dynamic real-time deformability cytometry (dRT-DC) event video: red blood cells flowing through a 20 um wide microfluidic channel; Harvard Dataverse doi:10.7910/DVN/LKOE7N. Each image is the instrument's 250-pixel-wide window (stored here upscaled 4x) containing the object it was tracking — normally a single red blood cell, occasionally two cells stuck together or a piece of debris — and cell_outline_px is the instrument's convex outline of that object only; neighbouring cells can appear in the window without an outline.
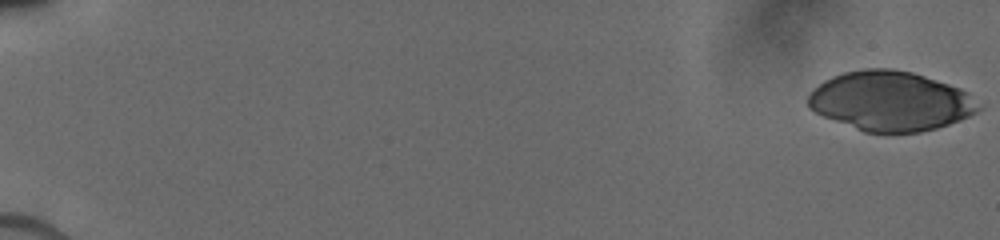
{"species": "human", "species_latin": "Homo sapiens", "temperature_condition": "cold", "stored_images_in_passage": 52, "camera_frame_rate_fps": 3000, "um_per_image_px": 0.085, "donor": {"sex": "male"}, "frame": {"image": 1, "passage_image": 1, "time_ms": 0.0, "image_size_px": [1000, 240], "cell_outline_px": [[980, 108], [976, 112], [960, 120], [936, 128], [920, 132], [864, 132], [824, 116], [808, 108], [808, 96], [824, 80], [832, 76], [844, 72], [864, 68], [892, 68], [912, 72], [960, 88], [968, 92]], "centroid_in_image_um": [75.68, 8.58], "position_along_channel_um": 9.3, "area_um2": 58.61}}
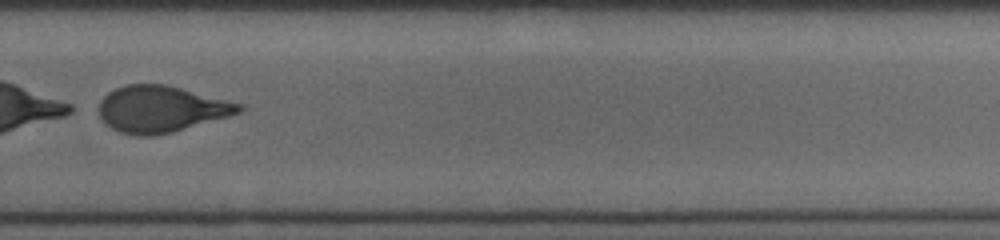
{"frame": {"image": 2, "passage_image": 39, "time_ms": 12.667, "image_size_px": [1000, 240], "cell_outline_px": [[244, 108], [240, 112], [228, 116], [172, 132], [152, 136], [136, 136], [120, 132], [112, 128], [100, 116], [100, 100], [108, 92], [116, 88], [128, 84], [164, 84], [244, 104]], "centroid_in_image_um": [13.69, 9.27], "position_along_channel_um": 316.1, "area_um2": 37.51}}